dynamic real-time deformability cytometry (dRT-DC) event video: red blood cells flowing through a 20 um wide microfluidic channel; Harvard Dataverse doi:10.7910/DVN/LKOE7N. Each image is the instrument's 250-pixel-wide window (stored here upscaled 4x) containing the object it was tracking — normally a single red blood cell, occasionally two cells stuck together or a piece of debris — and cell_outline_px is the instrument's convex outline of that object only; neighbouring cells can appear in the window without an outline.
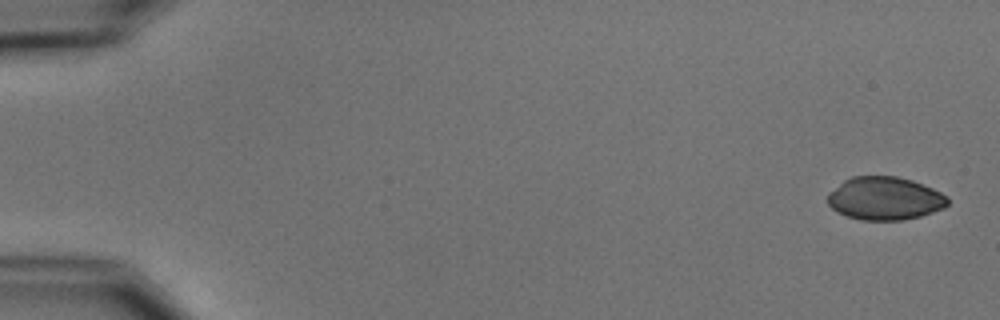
{"species": "common noctule bat (a hibernating species)", "species_latin": "Nyctalus noctula", "temperature_condition": "cold", "stored_images_in_passage": 9, "camera_frame_rate_fps": 3000, "um_per_image_px": 0.085, "animal": {"sex": "male", "body_mass_g": 15.6}, "frame": {"image": 1, "passage_image": 1, "time_ms": 0.0, "image_size_px": [1000, 320], "cell_outline_px": [[948, 204], [944, 208], [920, 216], [900, 220], [860, 220], [836, 212], [828, 204], [828, 192], [844, 180], [852, 176], [896, 176], [912, 180], [932, 188], [948, 196]], "centroid_in_image_um": [75.19, 16.86], "position_along_channel_um": 9.8, "area_um2": 30.17}}
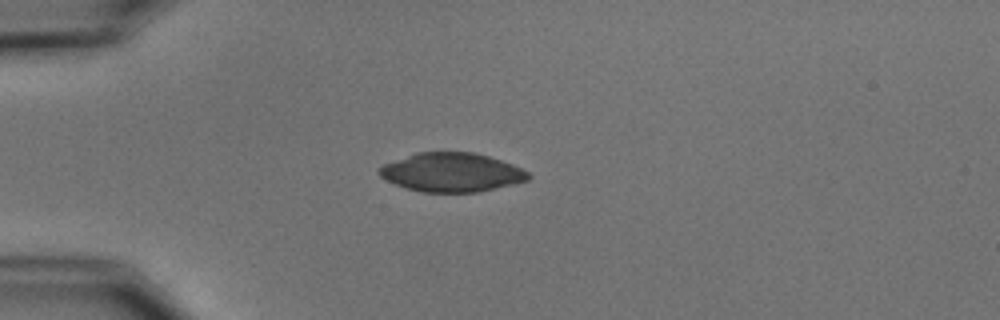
{"frame": {"image": 2, "passage_image": 4, "time_ms": 4.333, "image_size_px": [1000, 320], "cell_outline_px": [[532, 176], [528, 180], [516, 184], [476, 192], [424, 192], [408, 188], [396, 184], [380, 176], [376, 172], [384, 164], [416, 152], [476, 152], [512, 164], [528, 172]], "centroid_in_image_um": [38.41, 14.64], "position_along_channel_um": 46.6, "area_um2": 33.64}}